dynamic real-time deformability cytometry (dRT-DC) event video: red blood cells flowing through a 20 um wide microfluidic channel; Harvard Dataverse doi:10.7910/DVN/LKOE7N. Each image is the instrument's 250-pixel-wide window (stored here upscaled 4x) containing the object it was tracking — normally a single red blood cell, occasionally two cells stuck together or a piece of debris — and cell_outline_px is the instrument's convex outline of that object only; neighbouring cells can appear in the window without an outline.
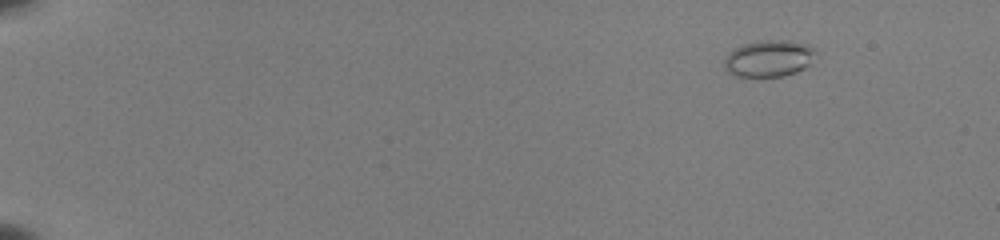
{"species": "common noctule bat (a hibernating species)", "species_latin": "Nyctalus noctula", "temperature_condition": "room temperature", "stored_images_in_passage": 48, "camera_frame_rate_fps": 3000, "um_per_image_px": 0.085, "animal": {"sex": "female", "body_mass_g": 22.0, "forearm_length_mm": 56.7}, "frame": {"image": 1, "passage_image": 1, "time_ms": 0.0, "image_size_px": [1000, 240], "cell_outline_px": [[816, 52], [808, 64], [804, 68], [796, 72], [784, 76], [736, 76], [728, 72], [724, 64], [724, 60], [736, 48], [744, 44], [768, 40], [772, 40], [796, 44], [812, 48]], "centroid_in_image_um": [65.31, 5.01], "position_along_channel_um": 19.7, "area_um2": 18.5}}
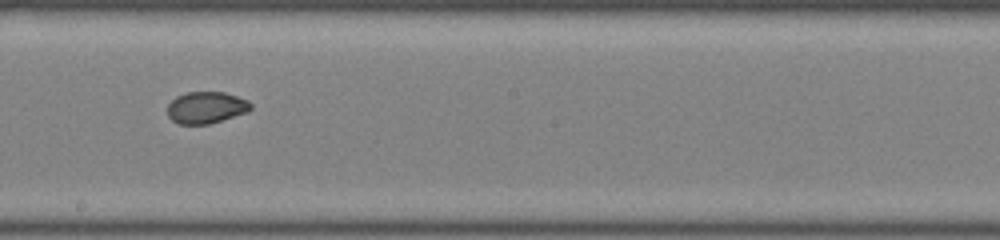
{"frame": {"image": 2, "passage_image": 28, "time_ms": 9.0, "image_size_px": [1000, 240], "cell_outline_px": [[252, 108], [248, 112], [208, 124], [180, 124], [172, 120], [168, 116], [168, 104], [176, 96], [188, 92], [224, 92], [248, 100], [252, 104]], "centroid_in_image_um": [17.53, 9.14], "position_along_channel_um": 230.7, "area_um2": 15.37}}
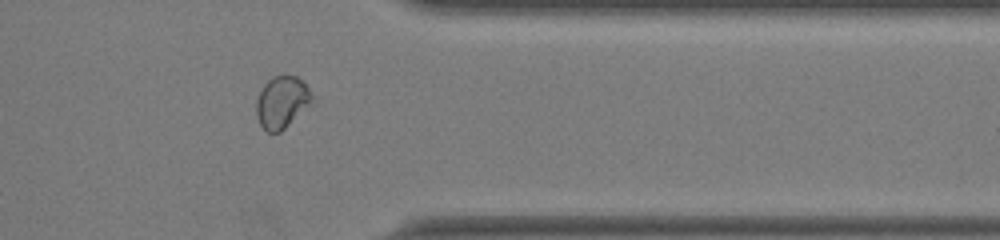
{"frame": {"image": 3, "passage_image": 40, "time_ms": 13.0, "image_size_px": [1000, 240], "cell_outline_px": [[312, 96], [308, 104], [280, 132], [268, 132], [260, 124], [256, 116], [256, 100], [264, 84], [272, 76], [296, 76], [308, 88]], "centroid_in_image_um": [23.89, 8.67], "position_along_channel_um": 387.5, "area_um2": 16.18}, "authors_computed_cell_mechanics": {"area_um2": 17.0799, "velocity_mm_per_s": 3.9811, "shape_relaxation_time_tau1_ms": null, "shape_relaxation_time_tau2_ms": 0.9438, "deformation_change_tau1": null, "deformation_change_tau2": 0.0392}}